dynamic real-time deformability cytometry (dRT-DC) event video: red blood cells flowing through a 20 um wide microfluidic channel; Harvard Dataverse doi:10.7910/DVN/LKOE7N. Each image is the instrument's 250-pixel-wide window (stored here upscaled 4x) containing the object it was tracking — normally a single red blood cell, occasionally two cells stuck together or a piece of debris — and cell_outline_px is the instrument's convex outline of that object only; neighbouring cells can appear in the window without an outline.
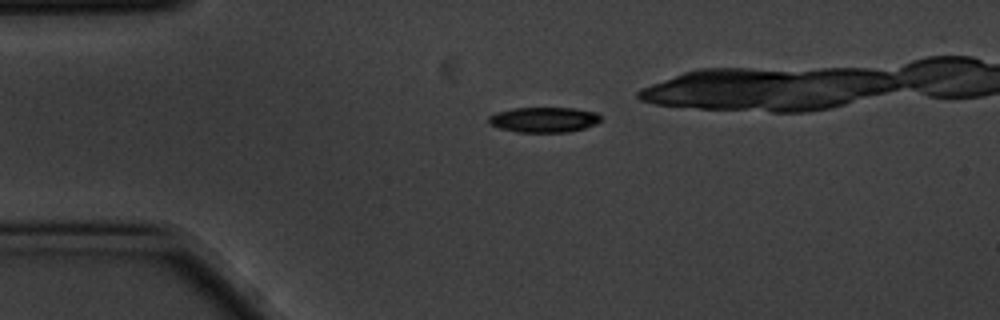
{"species": "common noctule bat (a hibernating species)", "species_latin": "Nyctalus noctula", "temperature_condition": "cold", "stored_images_in_passage": 6, "camera_frame_rate_fps": 3000, "um_per_image_px": 0.085, "animal": {"sex": "male", "body_mass_g": 20.1, "forearm_length_mm": 53.5}, "frame": {"image": 1, "passage_image": 1, "time_ms": 0.0, "image_size_px": [1000, 320], "cell_outline_px": [[600, 120], [596, 124], [584, 128], [568, 132], [516, 132], [500, 128], [488, 124], [488, 116], [496, 112], [512, 108], [572, 108], [596, 112], [600, 116]], "centroid_in_image_um": [46.19, 10.17], "position_along_channel_um": 38.8, "area_um2": 16.53}}